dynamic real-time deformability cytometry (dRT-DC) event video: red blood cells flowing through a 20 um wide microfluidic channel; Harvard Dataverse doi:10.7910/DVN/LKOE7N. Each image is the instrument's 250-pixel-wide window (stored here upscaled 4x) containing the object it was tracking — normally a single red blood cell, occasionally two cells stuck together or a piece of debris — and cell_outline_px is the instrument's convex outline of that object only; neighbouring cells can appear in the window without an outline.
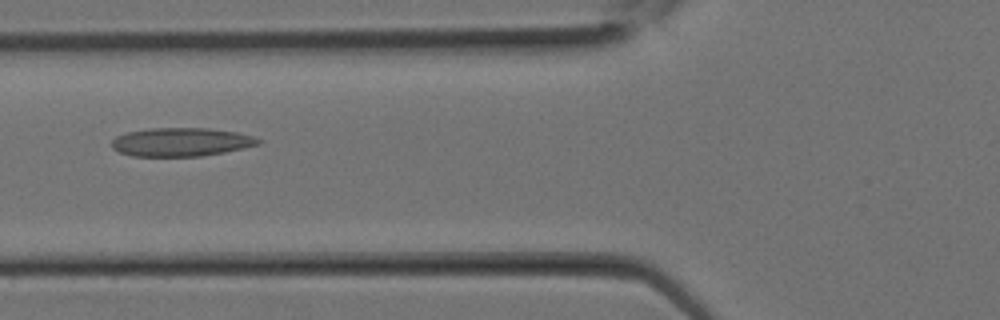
{"species": "Egyptian fruit bat (a non-hibernating species)", "species_latin": "Rousettus aegyptiacus", "temperature_condition": "room temperature", "stored_images_in_passage": 4, "camera_frame_rate_fps": 3000, "um_per_image_px": 0.085, "animal": {"sex": "female"}, "frame": {"image": 1, "passage_image": 3, "time_ms": 0.667, "image_size_px": [1000, 320], "cell_outline_px": [[260, 144], [244, 148], [224, 152], [200, 156], [132, 156], [120, 152], [112, 148], [112, 140], [116, 136], [128, 132], [148, 128], [208, 128], [236, 132], [252, 136], [260, 140]], "centroid_in_image_um": [15.38, 12.07], "position_along_channel_um": 110.4, "area_um2": 24.28}}